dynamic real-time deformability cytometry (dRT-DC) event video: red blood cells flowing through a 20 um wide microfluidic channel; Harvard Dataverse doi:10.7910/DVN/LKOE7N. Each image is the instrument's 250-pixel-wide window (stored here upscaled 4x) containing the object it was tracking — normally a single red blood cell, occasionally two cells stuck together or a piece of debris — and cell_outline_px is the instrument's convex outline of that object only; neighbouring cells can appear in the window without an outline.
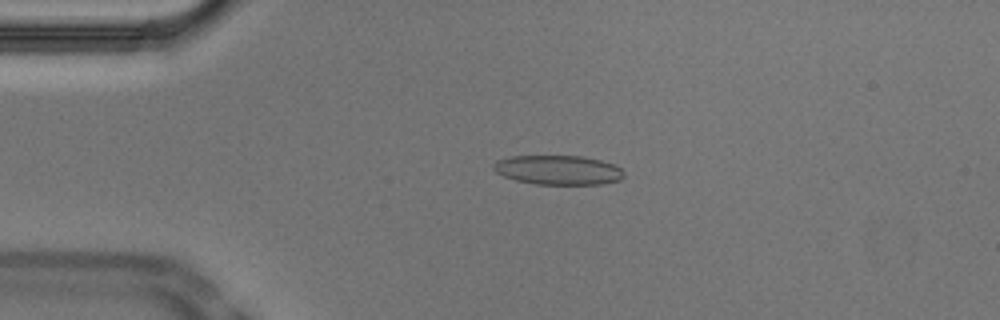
{"species": "Egyptian fruit bat (a non-hibernating species)", "species_latin": "Rousettus aegyptiacus", "temperature_condition": "cold", "stored_images_in_passage": 45, "camera_frame_rate_fps": 3000, "um_per_image_px": 0.085, "animal": {"sex": "male"}, "frame": {"image": 1, "passage_image": 4, "time_ms": 1.0, "image_size_px": [1000, 320], "cell_outline_px": [[624, 176], [620, 180], [600, 184], [536, 184], [516, 180], [504, 176], [496, 172], [492, 168], [492, 164], [496, 160], [512, 156], [580, 156], [600, 160], [612, 164], [620, 168], [624, 172]], "centroid_in_image_um": [47.42, 14.45], "position_along_channel_um": 37.6, "area_um2": 22.25}}
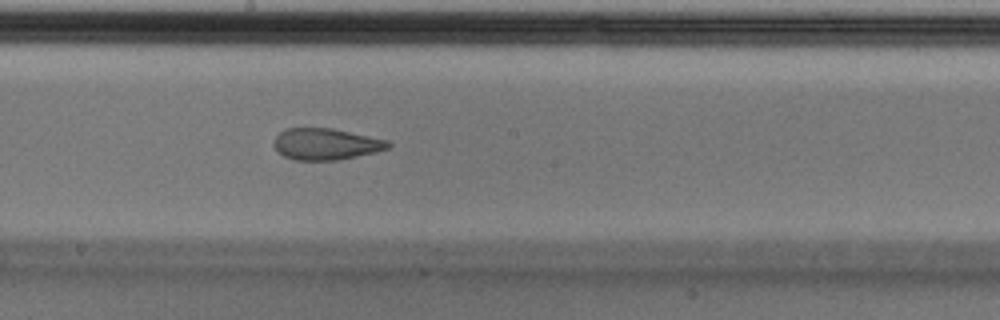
{"frame": {"image": 2, "passage_image": 21, "time_ms": 6.667, "image_size_px": [1000, 320], "cell_outline_px": [[392, 144], [388, 148], [376, 152], [336, 160], [296, 160], [284, 156], [272, 144], [272, 140], [284, 128], [332, 128], [388, 140]], "centroid_in_image_um": [27.68, 12.24], "position_along_channel_um": 220.5, "area_um2": 20.92}}
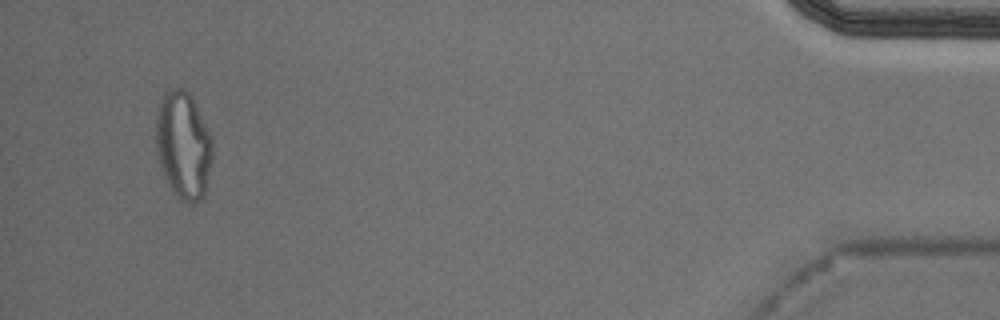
{"frame": {"image": 3, "passage_image": 43, "time_ms": 14.0, "image_size_px": [1000, 320], "cell_outline_px": [[212, 156], [204, 196], [200, 200], [192, 204], [188, 204], [180, 200], [172, 192], [164, 176], [156, 152], [156, 116], [160, 100], [164, 92], [168, 88], [184, 88], [192, 96], [212, 136]], "centroid_in_image_um": [15.57, 12.33], "position_along_channel_um": 419.6, "area_um2": 35.84}, "authors_computed_cell_mechanics": {"area_um2": 23.12, "velocity_mm_per_s": 3.7388, "shape_relaxation_time_tau1_ms": null, "shape_relaxation_time_tau2_ms": 1.6564, "deformation_change_tau1": null, "deformation_change_tau2": 0.0836}}